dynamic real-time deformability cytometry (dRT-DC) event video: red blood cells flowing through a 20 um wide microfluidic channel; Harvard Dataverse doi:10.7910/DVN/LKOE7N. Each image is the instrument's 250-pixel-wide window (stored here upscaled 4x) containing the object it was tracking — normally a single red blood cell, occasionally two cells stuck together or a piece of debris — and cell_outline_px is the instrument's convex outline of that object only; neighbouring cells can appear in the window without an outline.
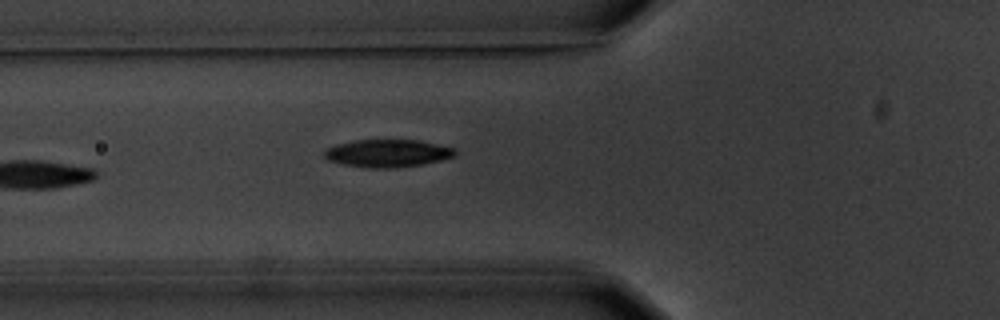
{"species": "common noctule bat (a hibernating species)", "species_latin": "Nyctalus noctula", "temperature_condition": "warm", "stored_images_in_passage": 4, "camera_frame_rate_fps": 3000, "um_per_image_px": 0.085, "animal": {"sex": "male", "body_mass_g": 20.1, "forearm_length_mm": 53.5}, "frame": {"image": 1, "passage_image": 4, "time_ms": 3.667, "image_size_px": [1000, 320], "cell_outline_px": [[456, 156], [424, 164], [396, 168], [368, 168], [344, 164], [328, 160], [324, 156], [324, 148], [336, 144], [356, 140], [420, 140], [456, 148]], "centroid_in_image_um": [32.96, 13.02], "position_along_channel_um": 92.8, "area_um2": 21.27}}